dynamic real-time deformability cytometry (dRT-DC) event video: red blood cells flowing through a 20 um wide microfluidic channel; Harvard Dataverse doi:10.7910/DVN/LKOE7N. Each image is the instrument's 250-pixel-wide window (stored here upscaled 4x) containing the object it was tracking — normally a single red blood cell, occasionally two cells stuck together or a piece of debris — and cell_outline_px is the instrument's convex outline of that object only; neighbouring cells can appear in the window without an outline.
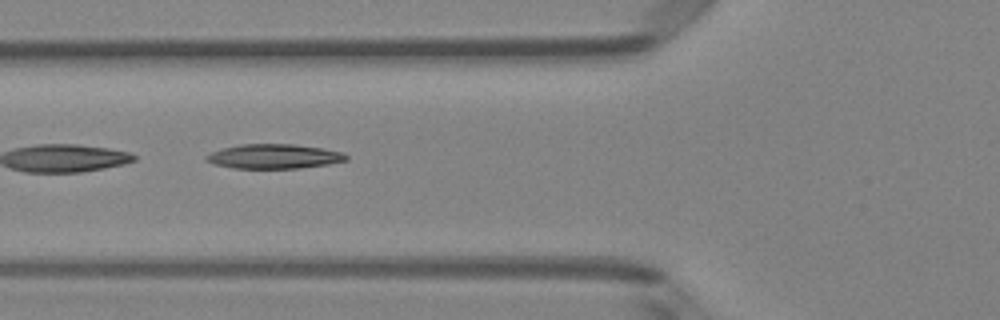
{"species": "Egyptian fruit bat (a non-hibernating species)", "species_latin": "Rousettus aegyptiacus", "temperature_condition": "room temperature", "stored_images_in_passage": 11, "camera_frame_rate_fps": 3000, "um_per_image_px": 0.085, "animal": {"sex": "female"}, "frame": {"image": 1, "passage_image": 5, "time_ms": 1.333, "image_size_px": [1000, 320], "cell_outline_px": [[348, 160], [328, 164], [300, 168], [236, 168], [212, 164], [204, 160], [204, 156], [212, 152], [224, 148], [240, 144], [296, 144], [344, 152], [348, 156]], "centroid_in_image_um": [23.29, 13.29], "position_along_channel_um": 102.5, "area_um2": 20.0}}